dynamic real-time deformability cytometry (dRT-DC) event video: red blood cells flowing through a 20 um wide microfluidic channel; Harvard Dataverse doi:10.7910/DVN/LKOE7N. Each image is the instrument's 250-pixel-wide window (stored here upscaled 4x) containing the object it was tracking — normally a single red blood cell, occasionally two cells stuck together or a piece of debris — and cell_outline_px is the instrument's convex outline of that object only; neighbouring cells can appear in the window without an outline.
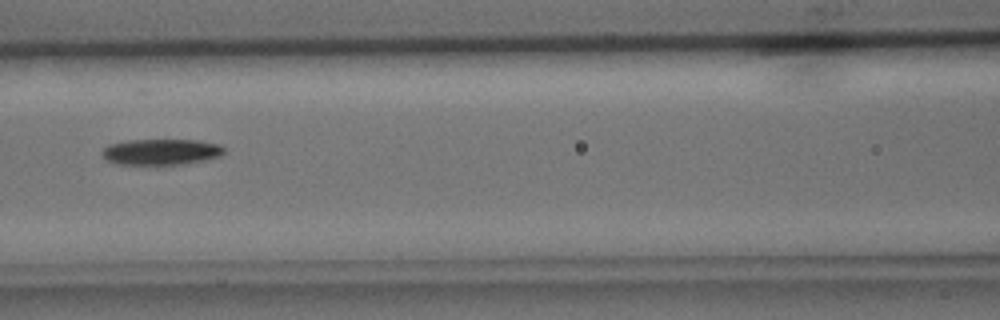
{"species": "common noctule bat (a hibernating species)", "species_latin": "Nyctalus noctula", "temperature_condition": "cold", "stored_images_in_passage": 7, "camera_frame_rate_fps": 3000, "um_per_image_px": 0.085, "animal": {"sex": "male", "body_mass_g": 15.6}, "frame": {"image": 1, "passage_image": 6, "time_ms": 6.667, "image_size_px": [1000, 320], "cell_outline_px": [[224, 152], [220, 156], [188, 164], [116, 164], [108, 160], [100, 152], [108, 144], [128, 140], [196, 140], [220, 144], [224, 148]], "centroid_in_image_um": [13.7, 12.9], "position_along_channel_um": 152.9, "area_um2": 18.44}}
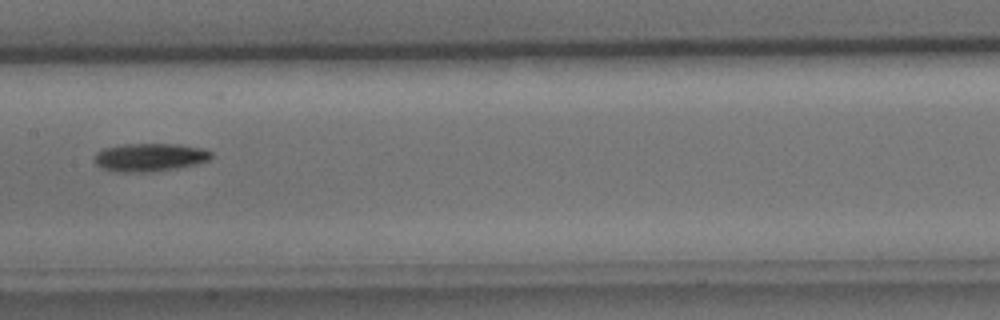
{"frame": {"image": 2, "passage_image": 7, "time_ms": 7.667, "image_size_px": [1000, 320], "cell_outline_px": [[212, 156], [208, 160], [196, 164], [176, 168], [148, 172], [116, 172], [104, 168], [96, 164], [92, 160], [96, 152], [104, 148], [124, 144], [180, 144], [204, 148], [212, 152]], "centroid_in_image_um": [12.72, 13.36], "position_along_channel_um": 194.7, "area_um2": 19.25}}